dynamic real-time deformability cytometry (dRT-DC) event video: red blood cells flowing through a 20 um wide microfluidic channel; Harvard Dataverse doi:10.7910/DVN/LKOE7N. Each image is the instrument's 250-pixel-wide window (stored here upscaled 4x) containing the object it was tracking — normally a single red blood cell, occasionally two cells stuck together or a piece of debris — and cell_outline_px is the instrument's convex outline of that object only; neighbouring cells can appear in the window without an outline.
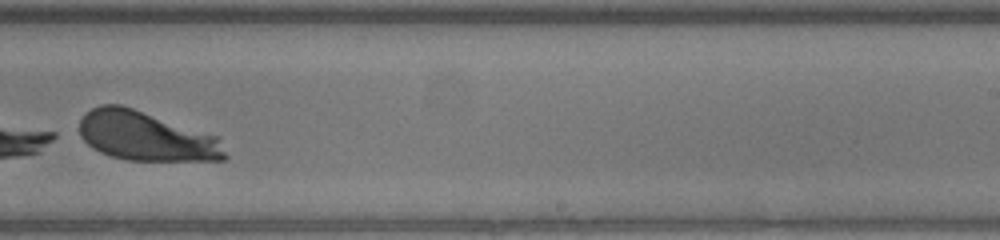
{"species": "human", "species_latin": "Homo sapiens", "temperature_condition": "warm", "stored_images_in_passage": 27, "camera_frame_rate_fps": 3000, "um_per_image_px": 0.085, "donor": {"sex": "male"}, "frame": {"image": 1, "passage_image": 19, "time_ms": 6.0, "image_size_px": [1000, 240], "cell_outline_px": [[228, 160], [128, 160], [112, 156], [100, 152], [92, 148], [80, 136], [80, 120], [92, 108], [100, 104], [120, 104], [220, 136], [228, 156]], "centroid_in_image_um": [12.47, 11.58], "position_along_channel_um": 276.5, "area_um2": 42.02}}